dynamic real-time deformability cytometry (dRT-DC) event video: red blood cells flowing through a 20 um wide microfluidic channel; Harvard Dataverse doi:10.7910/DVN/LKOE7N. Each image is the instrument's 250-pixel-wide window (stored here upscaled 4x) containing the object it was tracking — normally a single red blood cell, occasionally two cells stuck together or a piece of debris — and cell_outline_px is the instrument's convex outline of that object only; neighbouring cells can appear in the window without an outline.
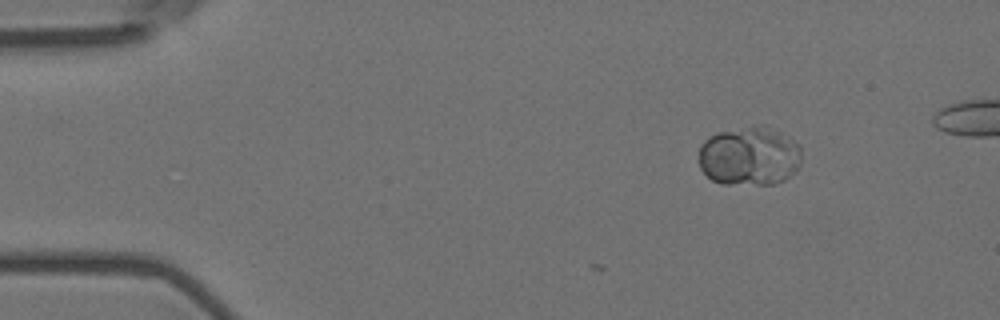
{"species": "Egyptian fruit bat (a non-hibernating species)", "species_latin": "Rousettus aegyptiacus", "temperature_condition": "room temperature", "stored_images_in_passage": 2, "camera_frame_rate_fps": 3000, "um_per_image_px": 0.085, "animal": {"sex": "female"}, "frame": {"image": 1, "passage_image": 2, "time_ms": 0.333, "image_size_px": [1000, 320], "cell_outline_px": [[800, 164], [796, 172], [784, 180], [772, 184], [724, 184], [712, 180], [700, 168], [700, 148], [704, 140], [716, 132], [760, 124], [764, 124], [780, 132], [800, 144]], "centroid_in_image_um": [63.72, 13.26], "position_along_channel_um": 21.3, "area_um2": 35.6}}